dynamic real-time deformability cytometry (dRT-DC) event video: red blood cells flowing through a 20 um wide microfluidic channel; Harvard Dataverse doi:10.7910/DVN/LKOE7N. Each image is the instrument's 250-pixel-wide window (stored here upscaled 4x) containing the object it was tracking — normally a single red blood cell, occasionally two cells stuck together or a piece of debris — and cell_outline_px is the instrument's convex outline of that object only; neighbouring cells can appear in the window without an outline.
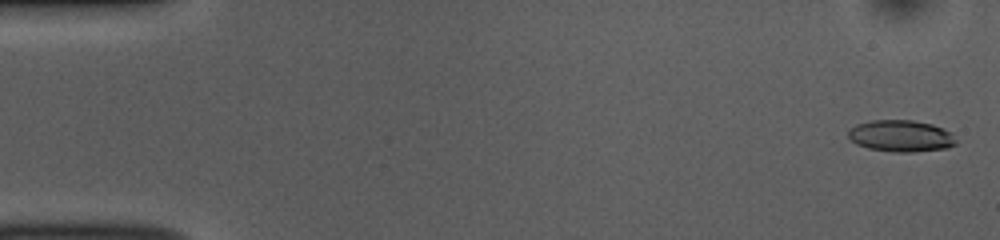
{"species": "common noctule bat (a hibernating species)", "species_latin": "Nyctalus noctula", "temperature_condition": "room temperature", "stored_images_in_passage": 52, "camera_frame_rate_fps": 3000, "um_per_image_px": 0.085, "animal": {"sex": "female", "body_mass_g": 10.0, "forearm_length_mm": 53.1}, "frame": {"image": 1, "passage_image": 2, "time_ms": 0.333, "image_size_px": [1000, 240], "cell_outline_px": [[956, 144], [948, 148], [912, 152], [892, 152], [868, 148], [856, 144], [848, 136], [848, 132], [856, 124], [872, 120], [912, 120], [932, 124], [944, 128], [952, 132], [956, 140]], "centroid_in_image_um": [76.61, 11.56], "position_along_channel_um": 8.4, "area_um2": 20.0}}
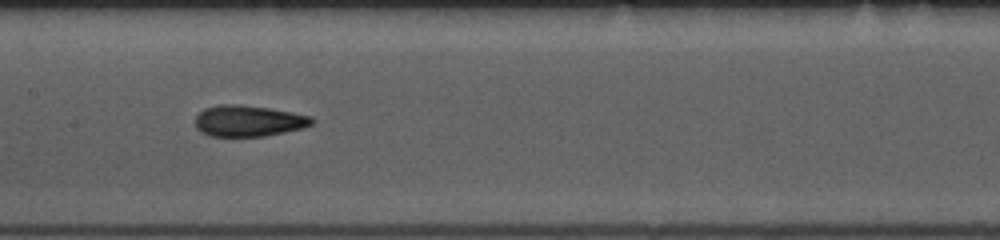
{"frame": {"image": 2, "passage_image": 26, "time_ms": 8.333, "image_size_px": [1000, 240], "cell_outline_px": [[316, 120], [312, 124], [304, 128], [264, 136], [212, 136], [200, 132], [196, 128], [196, 116], [204, 108], [220, 104], [240, 104], [268, 108], [292, 112], [312, 116]], "centroid_in_image_um": [21.14, 10.27], "position_along_channel_um": 186.3, "area_um2": 21.27}}
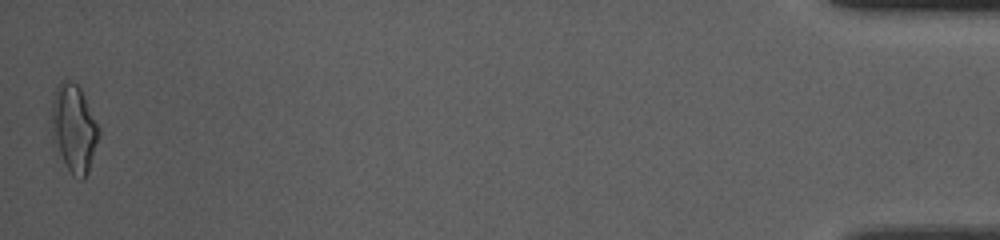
{"frame": {"image": 3, "passage_image": 52, "time_ms": 17.0, "image_size_px": [1000, 240], "cell_outline_px": [[100, 132], [88, 172], [84, 180], [80, 180], [72, 176], [52, 144], [52, 100], [56, 88], [60, 80], [68, 80], [76, 84], [80, 88], [100, 128]], "centroid_in_image_um": [6.27, 10.95], "position_along_channel_um": 428.9, "area_um2": 24.28}, "authors_computed_cell_mechanics": {"area_um2": 20.6057, "velocity_mm_per_s": 3.8653, "shape_relaxation_time_tau1_ms": 3.7535, "shape_relaxation_time_tau2_ms": 2.0356, "deformation_change_tau1": 0.1356, "deformation_change_tau2": 0.0938}}